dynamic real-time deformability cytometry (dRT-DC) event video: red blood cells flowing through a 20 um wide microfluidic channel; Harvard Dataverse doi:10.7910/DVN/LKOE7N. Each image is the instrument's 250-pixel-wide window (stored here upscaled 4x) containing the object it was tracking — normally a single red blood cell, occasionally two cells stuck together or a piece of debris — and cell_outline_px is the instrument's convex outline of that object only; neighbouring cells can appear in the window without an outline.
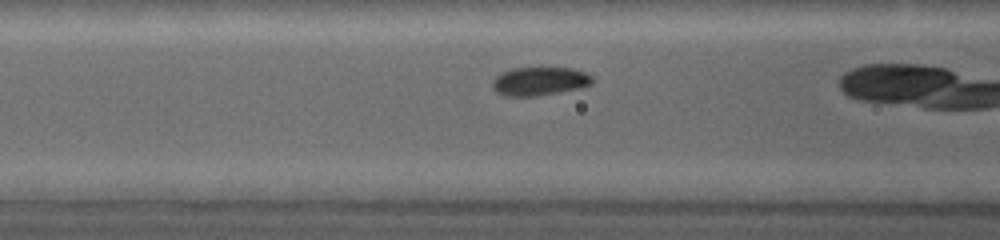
{"species": "common noctule bat (a hibernating species)", "species_latin": "Nyctalus noctula", "temperature_condition": "warm", "stored_images_in_passage": 27, "camera_frame_rate_fps": 5000, "um_per_image_px": 0.085, "animal": {"sex": "female", "body_mass_g": 19.0, "forearm_length_mm": 53.3}, "frame": {"image": 1, "passage_image": 8, "time_ms": 2.4, "image_size_px": [1000, 240], "cell_outline_px": [[592, 84], [580, 88], [536, 96], [504, 96], [496, 92], [492, 88], [492, 80], [496, 76], [512, 68], [572, 68], [584, 72], [592, 76]], "centroid_in_image_um": [45.84, 6.91], "position_along_channel_um": 120.8, "area_um2": 16.53}, "authors_computed_cell_mechanics": {"area_um2": 16.5308, "velocity_mm_per_s": 4.2323, "shape_relaxation_time_tau1_ms": 6.6737, "shape_relaxation_time_tau2_ms": 1.0181, "deformation_change_tau1": 0.2025, "deformation_change_tau2": 0.0371}}